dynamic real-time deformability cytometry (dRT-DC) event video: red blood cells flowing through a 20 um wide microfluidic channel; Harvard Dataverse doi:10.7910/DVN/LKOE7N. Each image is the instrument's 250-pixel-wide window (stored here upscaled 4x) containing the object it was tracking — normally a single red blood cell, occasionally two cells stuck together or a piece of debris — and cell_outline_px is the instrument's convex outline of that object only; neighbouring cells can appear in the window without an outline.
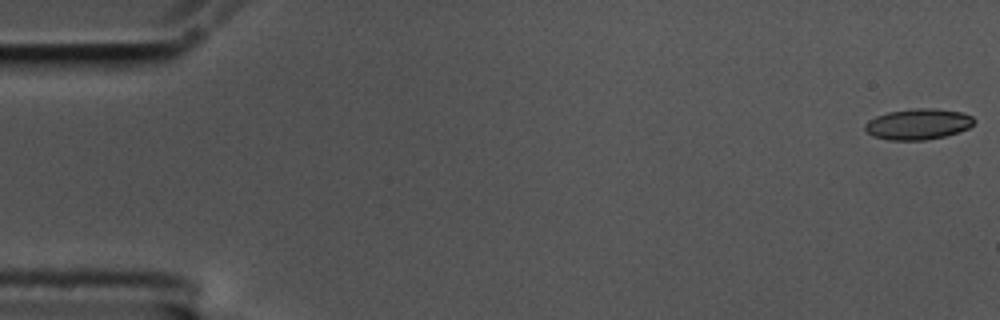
{"species": "common noctule bat (a hibernating species)", "species_latin": "Nyctalus noctula", "temperature_condition": "cold", "stored_images_in_passage": 59, "camera_frame_rate_fps": 3000, "um_per_image_px": 0.085, "animal": {"sex": "male", "body_mass_g": 17.5, "forearm_length_mm": 52.3}, "frame": {"image": 1, "passage_image": 1, "time_ms": 0.0, "image_size_px": [1000, 320], "cell_outline_px": [[976, 120], [968, 128], [960, 132], [944, 136], [924, 140], [888, 140], [872, 136], [864, 128], [864, 124], [868, 120], [876, 116], [888, 112], [912, 108], [936, 108], [960, 112], [972, 116]], "centroid_in_image_um": [78.03, 10.54], "position_along_channel_um": 7.0, "area_um2": 19.71}}
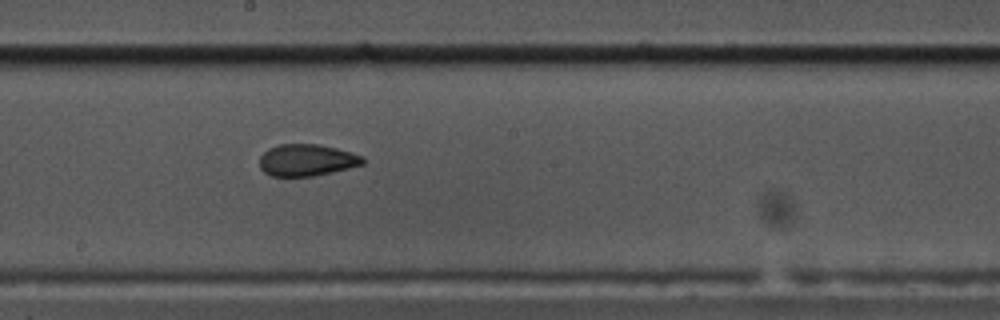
{"frame": {"image": 2, "passage_image": 32, "time_ms": 10.333, "image_size_px": [1000, 320], "cell_outline_px": [[364, 164], [316, 176], [272, 176], [264, 172], [260, 168], [260, 156], [268, 148], [280, 144], [316, 144], [336, 148], [352, 152], [364, 156]], "centroid_in_image_um": [26.08, 13.61], "position_along_channel_um": 222.1, "area_um2": 19.19}}
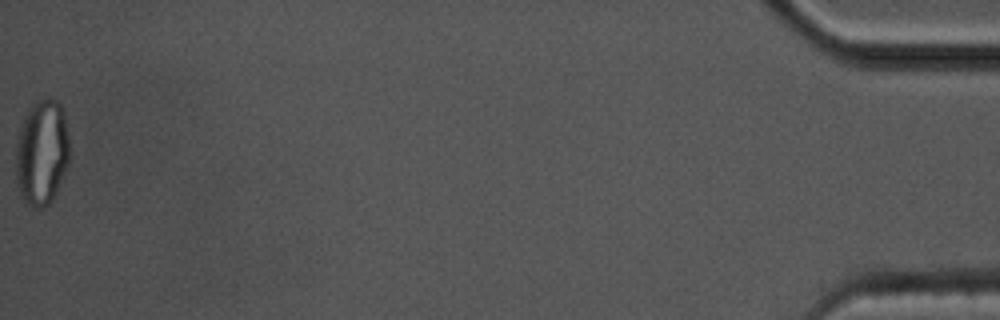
{"frame": {"image": 3, "passage_image": 59, "time_ms": 19.333, "image_size_px": [1000, 320], "cell_outline_px": [[68, 164], [56, 192], [52, 200], [44, 208], [32, 208], [20, 196], [16, 184], [16, 144], [20, 128], [24, 116], [28, 108], [36, 100], [56, 100], [60, 104], [64, 112], [68, 136]], "centroid_in_image_um": [3.53, 12.99], "position_along_channel_um": 431.7, "area_um2": 33.12}, "authors_computed_cell_mechanics": {"area_um2": 19.9988, "velocity_mm_per_s": 3.4421, "shape_relaxation_time_tau1_ms": 7.9113, "shape_relaxation_time_tau2_ms": 2.1859, "deformation_change_tau1": 0.1447, "deformation_change_tau2": 0.0738}}